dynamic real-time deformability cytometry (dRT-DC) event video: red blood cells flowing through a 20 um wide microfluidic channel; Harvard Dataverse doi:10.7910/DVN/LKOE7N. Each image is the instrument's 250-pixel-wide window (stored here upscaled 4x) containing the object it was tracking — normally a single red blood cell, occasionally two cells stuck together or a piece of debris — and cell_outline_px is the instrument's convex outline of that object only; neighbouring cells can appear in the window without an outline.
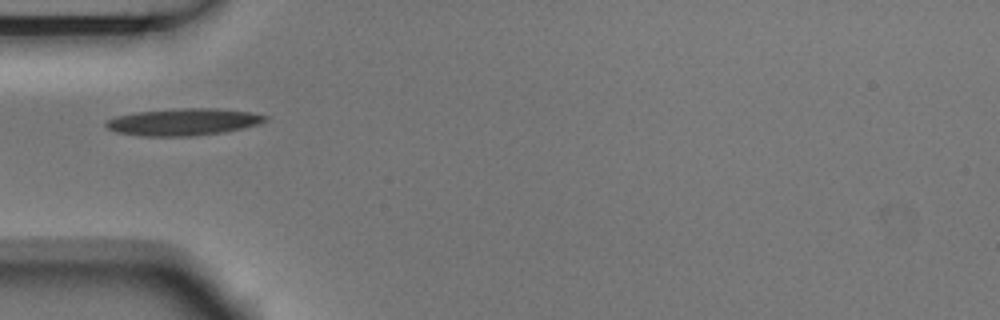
{"species": "Egyptian fruit bat (a non-hibernating species)", "species_latin": "Rousettus aegyptiacus", "temperature_condition": "room temperature", "stored_images_in_passage": 1, "camera_frame_rate_fps": 3000, "um_per_image_px": 0.085, "animal": {"sex": "male"}, "frame": {"image": 1, "passage_image": 1, "time_ms": 0.0, "image_size_px": [1000, 320], "cell_outline_px": [[268, 120], [260, 124], [244, 128], [224, 132], [192, 136], [140, 136], [116, 132], [108, 128], [104, 124], [108, 120], [116, 116], [136, 112], [184, 108], [220, 108], [252, 112], [268, 116]], "centroid_in_image_um": [15.64, 10.36], "position_along_channel_um": 69.4, "area_um2": 25.2}}